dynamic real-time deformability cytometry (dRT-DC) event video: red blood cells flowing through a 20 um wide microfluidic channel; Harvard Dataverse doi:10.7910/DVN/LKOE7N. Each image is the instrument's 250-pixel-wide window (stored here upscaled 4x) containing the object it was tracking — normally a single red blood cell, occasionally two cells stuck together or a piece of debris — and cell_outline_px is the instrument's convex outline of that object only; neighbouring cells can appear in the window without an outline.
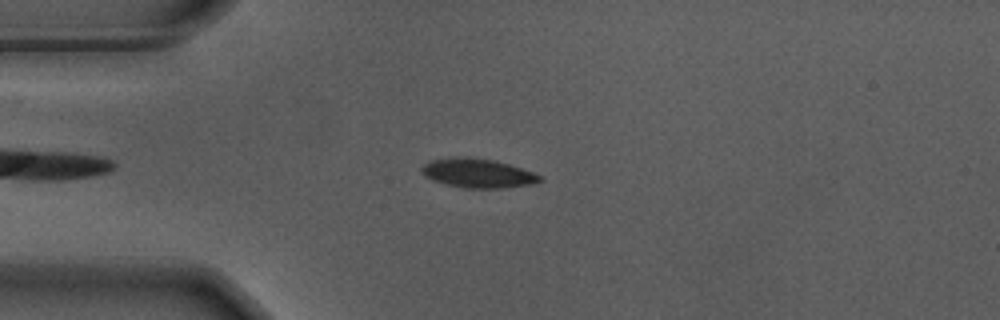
{"species": "Egyptian fruit bat (a non-hibernating species)", "species_latin": "Rousettus aegyptiacus", "temperature_condition": "warm", "stored_images_in_passage": 45, "camera_frame_rate_fps": 3000, "um_per_image_px": 0.085, "animal": {"sex": "male"}, "frame": {"image": 1, "passage_image": 6, "time_ms": 1.667, "image_size_px": [1000, 320], "cell_outline_px": [[544, 180], [532, 184], [500, 188], [464, 188], [432, 180], [424, 176], [420, 172], [420, 168], [424, 164], [432, 160], [456, 156], [468, 156], [496, 160], [532, 172], [540, 176]], "centroid_in_image_um": [40.57, 14.71], "position_along_channel_um": 44.4, "area_um2": 20.11}}
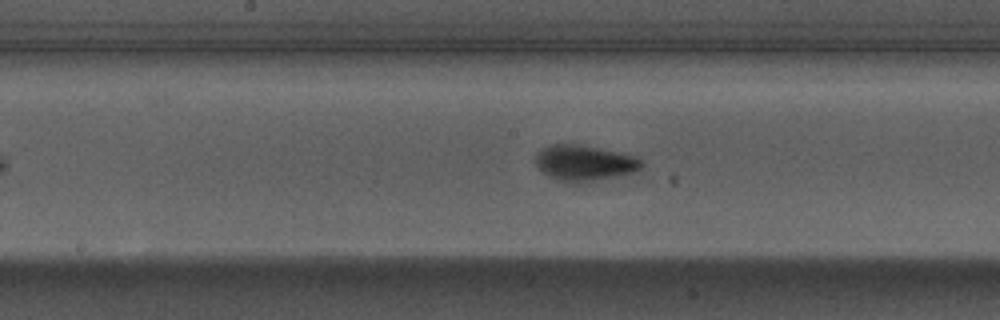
{"frame": {"image": 2, "passage_image": 20, "time_ms": 6.333, "image_size_px": [1000, 320], "cell_outline_px": [[644, 164], [640, 168], [632, 172], [584, 184], [568, 184], [548, 176], [540, 172], [536, 164], [536, 152], [540, 148], [548, 144], [580, 144], [636, 156]], "centroid_in_image_um": [49.6, 13.87], "position_along_channel_um": 198.6, "area_um2": 22.54}}
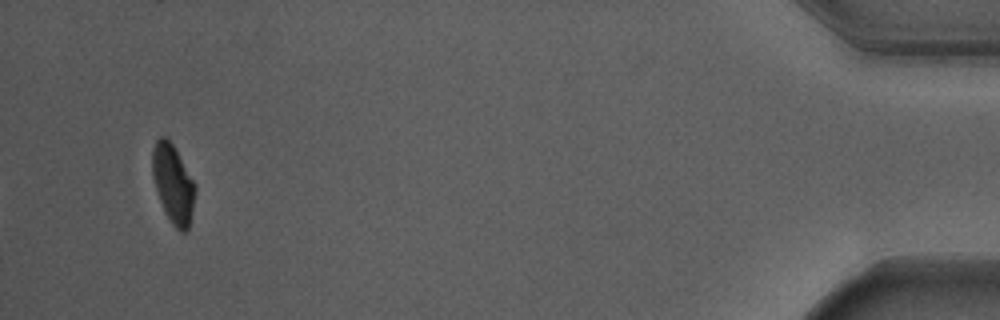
{"frame": {"image": 3, "passage_image": 45, "time_ms": 14.667, "image_size_px": [1000, 320], "cell_outline_px": [[196, 188], [188, 228], [184, 232], [180, 232], [172, 224], [160, 200], [152, 176], [152, 152], [156, 140], [160, 136], [164, 136], [172, 144], [196, 184]], "centroid_in_image_um": [14.7, 15.6], "position_along_channel_um": 420.5, "area_um2": 19.13}, "authors_computed_cell_mechanics": {"area_um2": 20.4034, "velocity_mm_per_s": 3.6881, "shape_relaxation_time_tau1_ms": 1.6911, "shape_relaxation_time_tau2_ms": null, "deformation_change_tau1": 0.1616, "deformation_change_tau2": null}}